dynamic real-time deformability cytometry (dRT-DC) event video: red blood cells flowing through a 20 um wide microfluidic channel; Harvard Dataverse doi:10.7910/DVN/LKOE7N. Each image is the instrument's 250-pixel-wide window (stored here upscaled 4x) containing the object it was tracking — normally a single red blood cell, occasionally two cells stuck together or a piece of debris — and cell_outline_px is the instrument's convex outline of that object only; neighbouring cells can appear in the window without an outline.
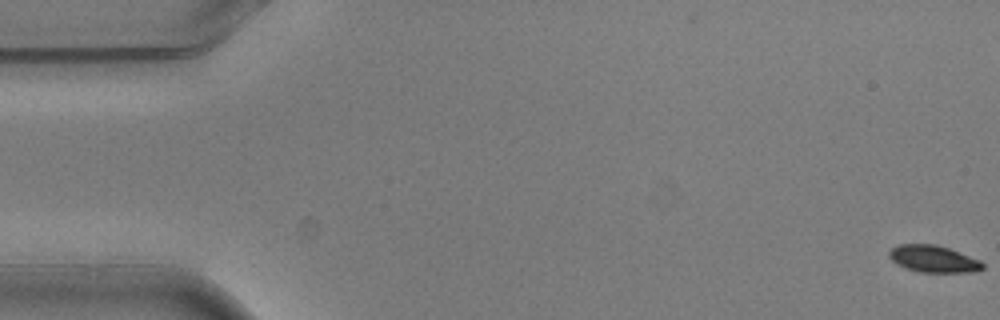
{"species": "common noctule bat (a hibernating species)", "species_latin": "Nyctalus noctula", "temperature_condition": "warm", "stored_images_in_passage": 4, "camera_frame_rate_fps": 3000, "um_per_image_px": 0.085, "animal": {"sex": "male", "body_mass_g": 20.5, "forearm_length_mm": 52.5}, "frame": {"image": 1, "passage_image": 1, "time_ms": 0.0, "image_size_px": [1000, 320], "cell_outline_px": [[984, 268], [972, 272], [920, 272], [908, 268], [892, 260], [888, 256], [888, 252], [892, 248], [900, 244], [936, 244], [948, 248], [980, 260], [984, 264]], "centroid_in_image_um": [79.35, 22.0], "position_along_channel_um": 5.6, "area_um2": 14.45}}